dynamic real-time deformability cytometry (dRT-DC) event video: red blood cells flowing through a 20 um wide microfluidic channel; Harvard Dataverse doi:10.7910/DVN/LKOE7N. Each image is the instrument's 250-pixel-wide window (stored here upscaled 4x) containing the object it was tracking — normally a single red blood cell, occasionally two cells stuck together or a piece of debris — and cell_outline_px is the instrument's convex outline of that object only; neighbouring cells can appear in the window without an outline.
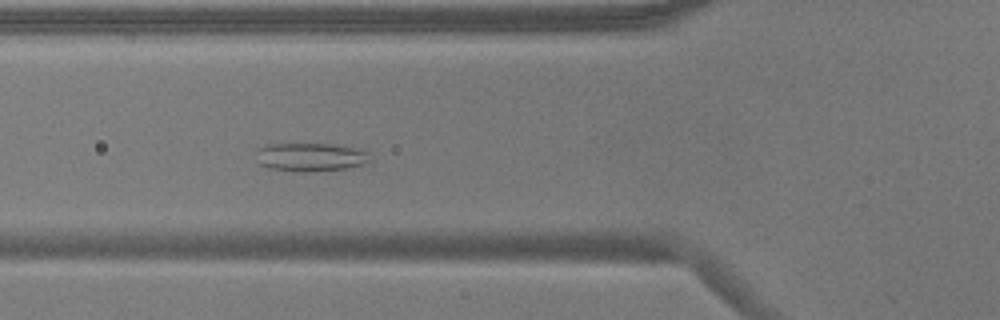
{"species": "common noctule bat (a hibernating species)", "species_latin": "Nyctalus noctula", "temperature_condition": "warm", "stored_images_in_passage": 46, "camera_frame_rate_fps": 3000, "um_per_image_px": 0.085, "animal": {"sex": "male", "body_mass_g": 17.9}, "frame": {"image": 1, "passage_image": 10, "time_ms": 3.0, "image_size_px": [1000, 320], "cell_outline_px": [[372, 160], [364, 164], [348, 168], [304, 172], [268, 168], [260, 164], [256, 152], [264, 144], [332, 144], [360, 148], [368, 152]], "centroid_in_image_um": [26.45, 13.34], "position_along_channel_um": 99.4, "area_um2": 18.96}}
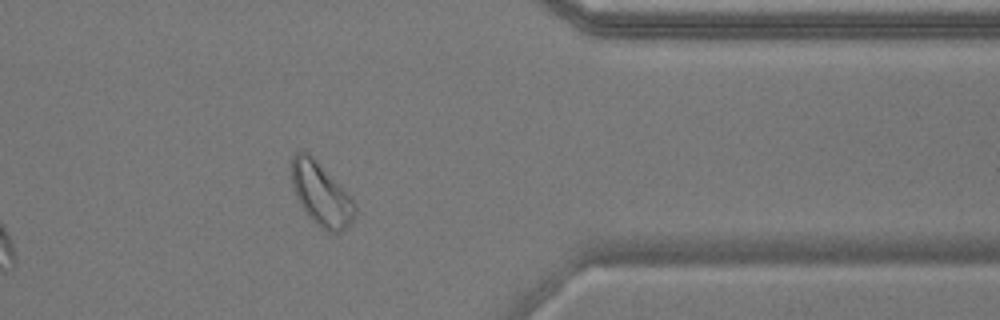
{"frame": {"image": 2, "passage_image": 35, "time_ms": 11.333, "image_size_px": [1000, 320], "cell_outline_px": [[356, 216], [340, 232], [328, 232], [320, 228], [304, 212], [296, 196], [292, 184], [292, 156], [296, 152], [308, 152], [312, 156], [356, 204]], "centroid_in_image_um": [27.27, 16.54], "position_along_channel_um": 384.1, "area_um2": 22.72}}
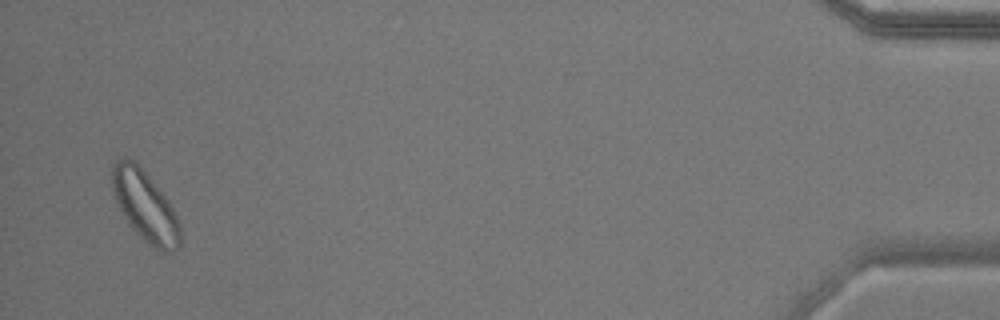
{"frame": {"image": 3, "passage_image": 44, "time_ms": 14.333, "image_size_px": [1000, 320], "cell_outline_px": [[180, 244], [172, 252], [164, 252], [148, 244], [128, 224], [112, 192], [112, 164], [116, 160], [124, 156], [132, 160], [148, 176], [168, 200], [180, 224]], "centroid_in_image_um": [12.32, 17.52], "position_along_channel_um": 422.9, "area_um2": 27.51}, "authors_computed_cell_mechanics": {"area_um2": 21.2126, "velocity_mm_per_s": 3.6001, "shape_relaxation_time_tau1_ms": null, "shape_relaxation_time_tau2_ms": 5.4175, "deformation_change_tau1": null, "deformation_change_tau2": 0.1342}}